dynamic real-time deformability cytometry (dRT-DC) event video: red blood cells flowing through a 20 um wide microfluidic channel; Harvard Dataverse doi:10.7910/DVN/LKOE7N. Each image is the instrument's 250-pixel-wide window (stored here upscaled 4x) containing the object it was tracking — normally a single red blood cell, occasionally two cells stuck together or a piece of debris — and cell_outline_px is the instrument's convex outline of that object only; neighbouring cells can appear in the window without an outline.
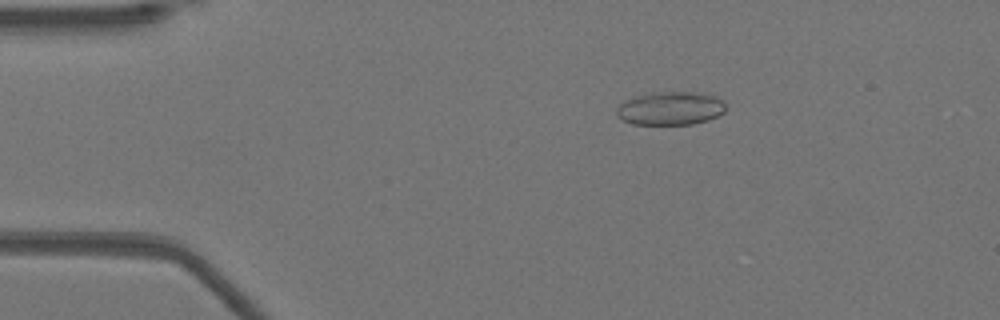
{"species": "Egyptian fruit bat (a non-hibernating species)", "species_latin": "Rousettus aegyptiacus", "temperature_condition": "warm", "stored_images_in_passage": 50, "camera_frame_rate_fps": 3000, "um_per_image_px": 0.085, "animal": {"sex": "female"}, "frame": {"image": 1, "passage_image": 8, "time_ms": 2.333, "image_size_px": [1000, 320], "cell_outline_px": [[728, 108], [724, 112], [708, 120], [692, 124], [632, 124], [616, 116], [616, 108], [624, 100], [636, 96], [652, 92], [696, 92], [712, 96], [724, 100]], "centroid_in_image_um": [56.99, 9.21], "position_along_channel_um": 28.0, "area_um2": 21.33}}
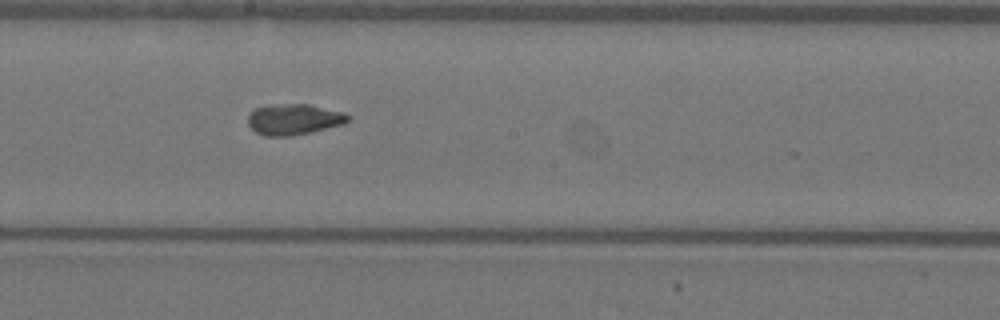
{"frame": {"image": 2, "passage_image": 27, "time_ms": 8.667, "image_size_px": [1000, 320], "cell_outline_px": [[348, 120], [344, 124], [308, 132], [288, 136], [268, 136], [256, 132], [248, 124], [248, 116], [256, 108], [268, 104], [308, 104], [344, 112], [348, 116]], "centroid_in_image_um": [24.96, 10.13], "position_along_channel_um": 223.2, "area_um2": 17.74}}
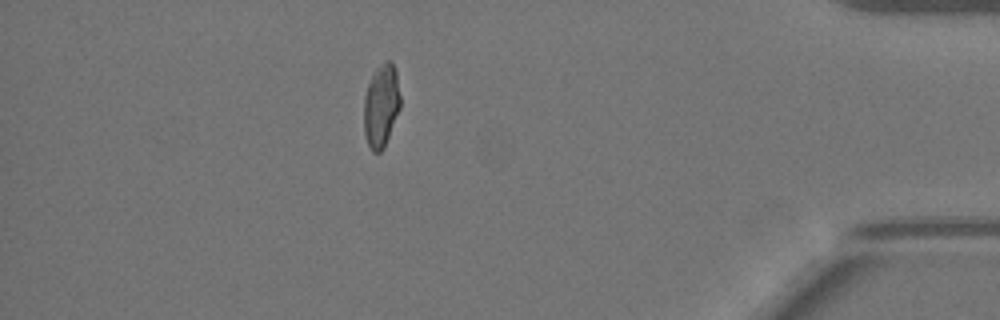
{"frame": {"image": 3, "passage_image": 44, "time_ms": 14.333, "image_size_px": [1000, 320], "cell_outline_px": [[400, 108], [384, 148], [380, 152], [372, 152], [368, 144], [364, 132], [364, 96], [372, 72], [384, 60], [392, 60], [396, 72], [400, 96]], "centroid_in_image_um": [32.39, 8.95], "position_along_channel_um": 402.8, "area_um2": 17.8}, "authors_computed_cell_mechanics": {"area_um2": 18.1492, "velocity_mm_per_s": 3.964, "shape_relaxation_time_tau1_ms": null, "shape_relaxation_time_tau2_ms": 1.5073, "deformation_change_tau1": null, "deformation_change_tau2": 0.0671}}